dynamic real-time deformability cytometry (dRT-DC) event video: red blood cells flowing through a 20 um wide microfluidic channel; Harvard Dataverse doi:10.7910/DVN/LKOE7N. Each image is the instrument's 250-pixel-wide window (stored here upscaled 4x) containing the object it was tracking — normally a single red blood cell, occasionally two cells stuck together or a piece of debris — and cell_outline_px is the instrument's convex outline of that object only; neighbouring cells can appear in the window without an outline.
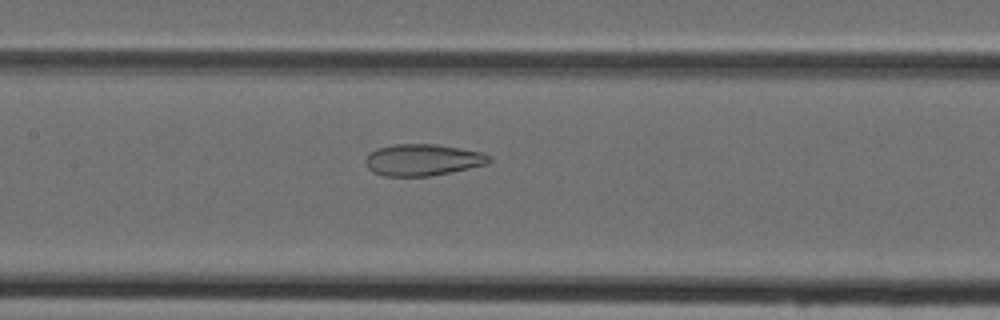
{"species": "Egyptian fruit bat (a non-hibernating species)", "species_latin": "Rousettus aegyptiacus", "temperature_condition": "cold", "stored_images_in_passage": 40, "camera_frame_rate_fps": 3000, "um_per_image_px": 0.085, "animal": {"sex": "female"}, "frame": {"image": 1, "passage_image": 15, "time_ms": 4.667, "image_size_px": [1000, 320], "cell_outline_px": [[492, 160], [488, 164], [428, 176], [384, 176], [372, 172], [368, 168], [364, 160], [368, 152], [376, 148], [392, 144], [436, 144], [460, 148], [480, 152], [488, 156]], "centroid_in_image_um": [35.86, 13.58], "position_along_channel_um": 171.5, "area_um2": 22.77}}
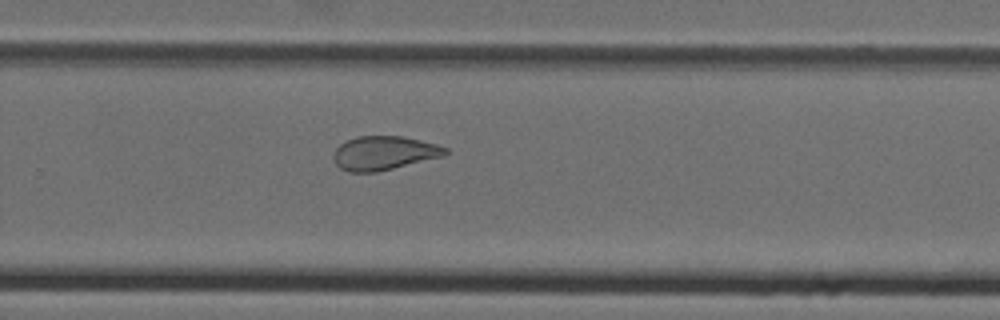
{"frame": {"image": 2, "passage_image": 24, "time_ms": 7.667, "image_size_px": [1000, 320], "cell_outline_px": [[448, 152], [444, 156], [376, 172], [348, 172], [340, 168], [336, 164], [332, 156], [332, 152], [340, 144], [356, 136], [400, 136], [420, 140], [436, 144], [448, 148]], "centroid_in_image_um": [32.61, 13.01], "position_along_channel_um": 297.2, "area_um2": 22.08}}
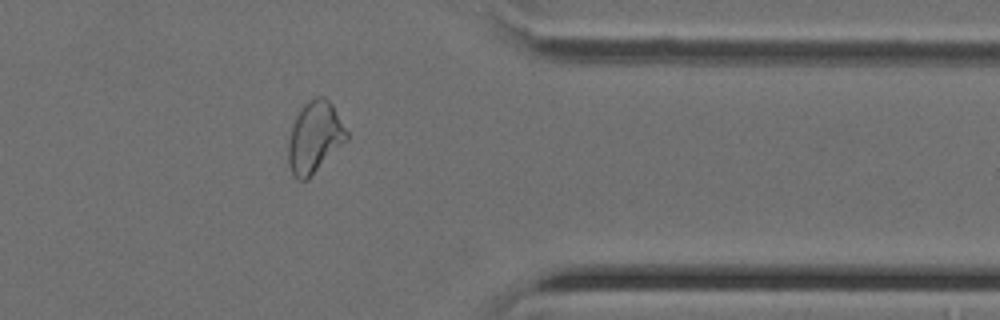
{"frame": {"image": 3, "passage_image": 31, "time_ms": 10.0, "image_size_px": [1000, 320], "cell_outline_px": [[348, 140], [308, 180], [296, 180], [292, 176], [288, 164], [288, 144], [292, 124], [296, 116], [304, 104], [308, 100], [316, 96], [324, 96], [332, 104], [348, 132]], "centroid_in_image_um": [26.74, 11.7], "position_along_channel_um": 384.7, "area_um2": 24.62}}